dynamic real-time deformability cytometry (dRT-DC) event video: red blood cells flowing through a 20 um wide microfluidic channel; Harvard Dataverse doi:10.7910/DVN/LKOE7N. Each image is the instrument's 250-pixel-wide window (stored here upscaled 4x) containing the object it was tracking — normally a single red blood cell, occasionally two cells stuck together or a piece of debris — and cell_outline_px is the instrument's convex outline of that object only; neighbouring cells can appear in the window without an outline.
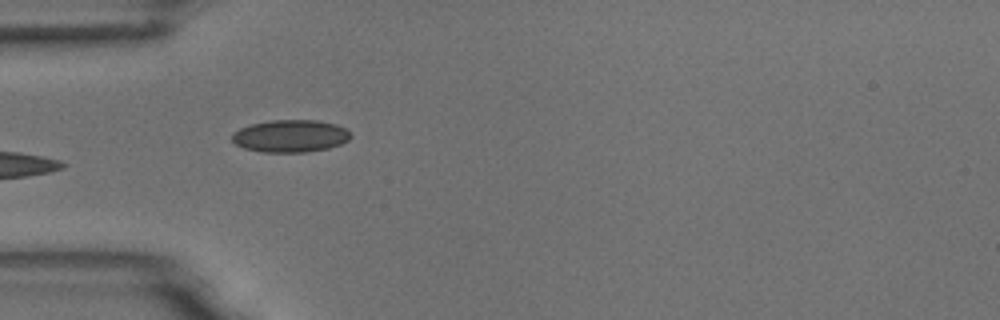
{"species": "common noctule bat (a hibernating species)", "species_latin": "Nyctalus noctula", "temperature_condition": "room temperature", "stored_images_in_passage": 7, "camera_frame_rate_fps": 3000, "um_per_image_px": 0.085, "animal": {"sex": "male", "body_mass_g": 18.8}, "frame": {"image": 1, "passage_image": 5, "time_ms": 4.333, "image_size_px": [1000, 320], "cell_outline_px": [[352, 136], [348, 140], [340, 144], [328, 148], [304, 152], [264, 152], [244, 148], [236, 144], [232, 140], [232, 136], [240, 128], [252, 124], [272, 120], [316, 120], [336, 124], [344, 128]], "centroid_in_image_um": [24.7, 11.56], "position_along_channel_um": 60.3, "area_um2": 22.14}}